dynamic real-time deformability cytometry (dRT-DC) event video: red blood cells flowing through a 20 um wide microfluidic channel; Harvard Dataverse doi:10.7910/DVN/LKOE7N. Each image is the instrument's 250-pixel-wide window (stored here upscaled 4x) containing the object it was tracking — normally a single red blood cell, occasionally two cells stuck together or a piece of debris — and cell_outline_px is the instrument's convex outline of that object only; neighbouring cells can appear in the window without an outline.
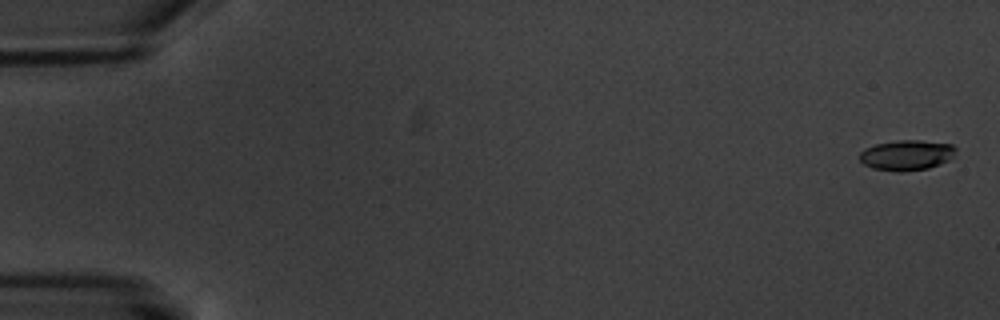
{"species": "common noctule bat (a hibernating species)", "species_latin": "Nyctalus noctula", "temperature_condition": "warm", "stored_images_in_passage": 5, "camera_frame_rate_fps": 3000, "um_per_image_px": 0.085, "animal": {"sex": "male", "body_mass_g": 20.1, "forearm_length_mm": 53.5}, "frame": {"image": 1, "passage_image": 1, "time_ms": 0.0, "image_size_px": [1000, 320], "cell_outline_px": [[956, 148], [952, 156], [948, 160], [940, 164], [928, 168], [900, 172], [896, 172], [872, 168], [864, 164], [860, 160], [860, 152], [864, 148], [876, 144], [896, 140], [920, 140], [952, 144]], "centroid_in_image_um": [77.04, 13.18], "position_along_channel_um": 8.0, "area_um2": 16.99}}
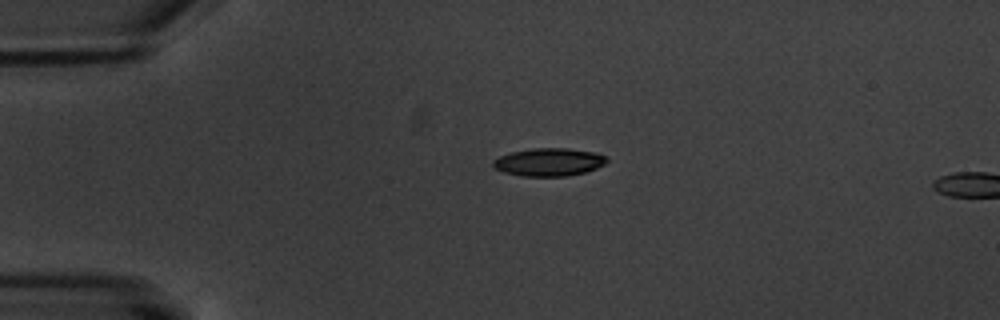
{"frame": {"image": 2, "passage_image": 4, "time_ms": 4.333, "image_size_px": [1000, 320], "cell_outline_px": [[608, 160], [604, 164], [596, 168], [584, 172], [568, 176], [520, 176], [504, 172], [496, 168], [492, 164], [492, 160], [500, 156], [512, 152], [532, 148], [568, 148], [596, 152], [608, 156]], "centroid_in_image_um": [46.68, 13.77], "position_along_channel_um": 38.3, "area_um2": 18.55}}